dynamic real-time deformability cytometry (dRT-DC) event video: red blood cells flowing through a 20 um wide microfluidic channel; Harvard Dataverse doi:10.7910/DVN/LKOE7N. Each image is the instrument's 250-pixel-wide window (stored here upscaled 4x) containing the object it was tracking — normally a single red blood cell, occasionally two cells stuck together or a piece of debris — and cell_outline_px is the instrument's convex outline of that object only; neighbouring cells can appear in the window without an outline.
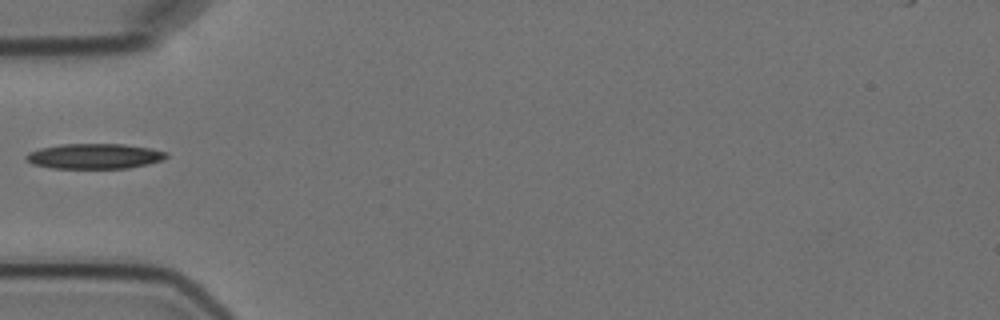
{"species": "Egyptian fruit bat (a non-hibernating species)", "species_latin": "Rousettus aegyptiacus", "temperature_condition": "cold", "stored_images_in_passage": 5, "camera_frame_rate_fps": 3000, "um_per_image_px": 0.085, "animal": {"sex": "female"}, "frame": {"image": 1, "passage_image": 5, "time_ms": 5.333, "image_size_px": [1000, 320], "cell_outline_px": [[168, 156], [164, 160], [148, 164], [128, 168], [52, 168], [32, 164], [24, 160], [24, 156], [28, 152], [40, 148], [60, 144], [124, 144], [152, 148], [168, 152]], "centroid_in_image_um": [8.03, 13.27], "position_along_channel_um": 77.0, "area_um2": 20.87}}